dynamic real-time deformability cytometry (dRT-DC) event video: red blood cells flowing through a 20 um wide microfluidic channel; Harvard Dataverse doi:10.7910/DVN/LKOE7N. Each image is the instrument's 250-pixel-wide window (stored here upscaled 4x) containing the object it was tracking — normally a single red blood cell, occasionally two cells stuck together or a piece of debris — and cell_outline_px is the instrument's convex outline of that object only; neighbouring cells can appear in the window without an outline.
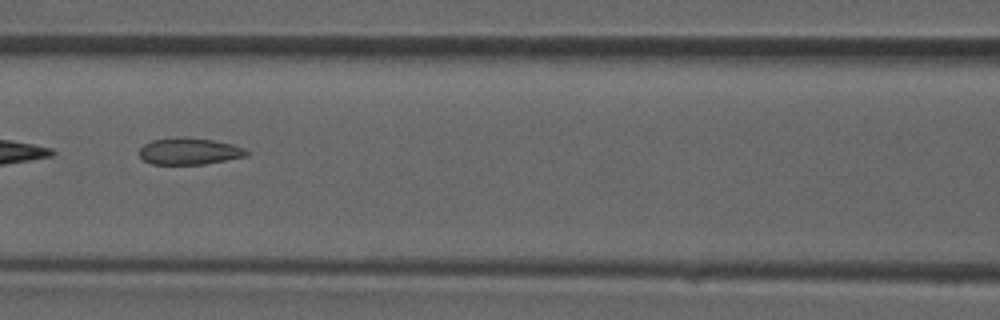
{"species": "common noctule bat (a hibernating species)", "species_latin": "Nyctalus noctula", "temperature_condition": "room temperature", "stored_images_in_passage": 5, "camera_frame_rate_fps": 3000, "um_per_image_px": 0.085, "animal": {"sex": "male", "forearm_length_mm": 52.5}, "frame": {"image": 1, "passage_image": 5, "time_ms": 5.0, "image_size_px": [1000, 320], "cell_outline_px": [[252, 152], [248, 156], [204, 164], [152, 164], [144, 160], [140, 156], [140, 148], [144, 144], [152, 140], [212, 140], [232, 144], [244, 148]], "centroid_in_image_um": [16.16, 12.91], "position_along_channel_um": 150.4, "area_um2": 15.9}}